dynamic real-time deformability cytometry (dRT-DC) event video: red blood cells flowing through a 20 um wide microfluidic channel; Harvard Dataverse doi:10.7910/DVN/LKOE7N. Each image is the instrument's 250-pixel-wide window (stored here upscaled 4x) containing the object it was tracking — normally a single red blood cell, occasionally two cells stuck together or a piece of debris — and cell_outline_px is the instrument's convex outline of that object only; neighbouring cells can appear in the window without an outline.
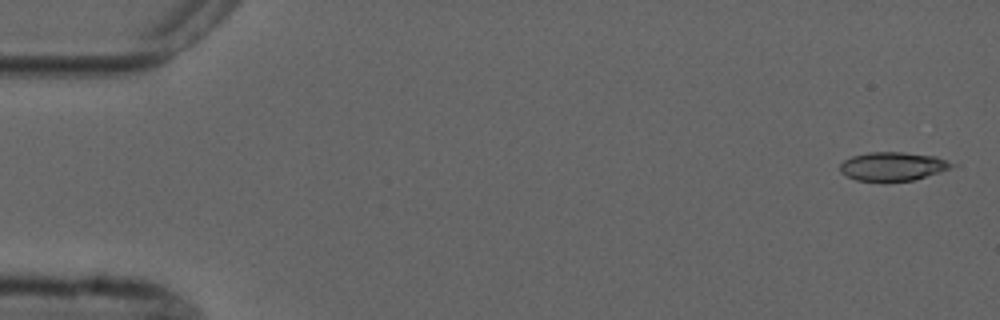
{"species": "common noctule bat (a hibernating species)", "species_latin": "Nyctalus noctula", "temperature_condition": "cold", "stored_images_in_passage": 3, "camera_frame_rate_fps": 3000, "um_per_image_px": 0.085, "animal": {"sex": "male", "forearm_length_mm": 52.5}, "frame": {"image": 1, "passage_image": 1, "time_ms": 0.0, "image_size_px": [1000, 320], "cell_outline_px": [[960, 164], [952, 168], [940, 172], [912, 180], [884, 184], [856, 180], [840, 172], [840, 164], [844, 160], [852, 156], [868, 152], [904, 152], [936, 156]], "centroid_in_image_um": [75.91, 14.17], "position_along_channel_um": 9.1, "area_um2": 19.42}}